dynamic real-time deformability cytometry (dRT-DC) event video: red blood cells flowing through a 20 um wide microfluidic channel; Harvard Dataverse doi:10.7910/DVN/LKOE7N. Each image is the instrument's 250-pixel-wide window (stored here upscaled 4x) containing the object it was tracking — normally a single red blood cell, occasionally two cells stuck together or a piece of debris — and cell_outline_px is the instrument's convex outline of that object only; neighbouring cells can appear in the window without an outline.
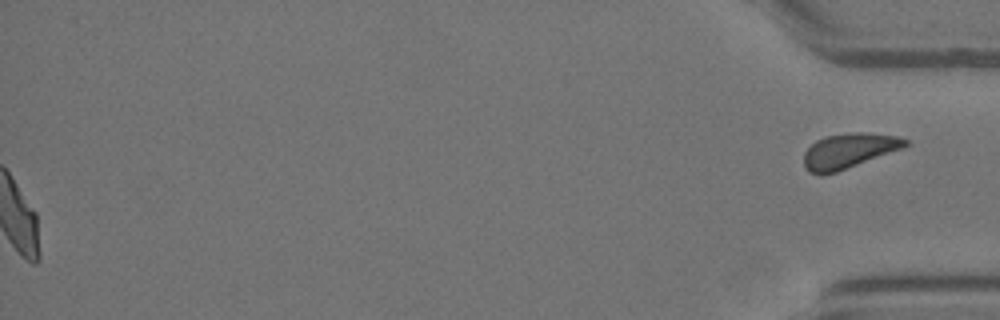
{"species": "Egyptian fruit bat (a non-hibernating species)", "species_latin": "Rousettus aegyptiacus", "temperature_condition": "warm", "stored_images_in_passage": 52, "segment_of_instrument_passage": [2, 2], "camera_frame_rate_fps": 3000, "um_per_image_px": 0.085, "animal": {"sex": "female"}, "frame": {"image": 1, "passage_image": 52, "time_ms": 17.0, "image_size_px": [1000, 320], "cell_outline_px": [[908, 144], [904, 148], [836, 172], [820, 176], [808, 172], [804, 164], [804, 152], [816, 140], [824, 136], [852, 132], [868, 132], [900, 136], [908, 140]], "centroid_in_image_um": [72.16, 12.81], "position_along_channel_um": 363.0, "area_um2": 20.92}}